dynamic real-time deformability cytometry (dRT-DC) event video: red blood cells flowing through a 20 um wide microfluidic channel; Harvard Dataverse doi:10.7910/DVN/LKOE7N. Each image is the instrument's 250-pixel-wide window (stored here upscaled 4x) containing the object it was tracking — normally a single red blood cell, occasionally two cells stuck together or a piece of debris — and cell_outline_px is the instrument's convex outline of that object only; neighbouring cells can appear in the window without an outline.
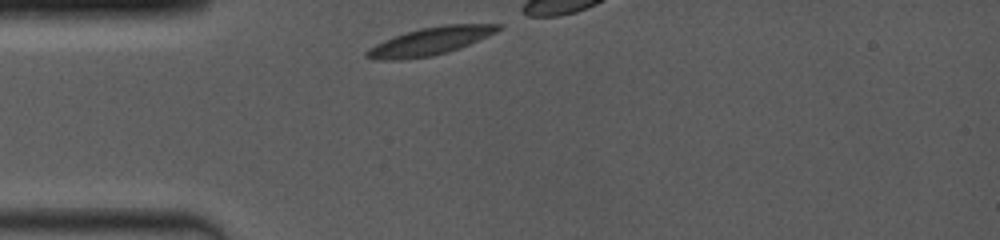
{"species": "common noctule bat (a hibernating species)", "species_latin": "Nyctalus noctula", "temperature_condition": "room temperature", "stored_images_in_passage": 3, "camera_frame_rate_fps": 4000, "um_per_image_px": 0.085, "animal": {"sex": "female", "body_mass_g": 19.0, "forearm_length_mm": 53.3}, "frame": {"image": 1, "passage_image": 1, "time_ms": 0.0, "image_size_px": [1000, 240], "cell_outline_px": [[504, 28], [496, 32], [460, 48], [448, 52], [432, 56], [400, 60], [376, 60], [364, 56], [364, 52], [376, 44], [384, 40], [420, 28], [444, 24], [504, 24]], "centroid_in_image_um": [36.58, 3.5], "position_along_channel_um": 48.4, "area_um2": 21.21}}